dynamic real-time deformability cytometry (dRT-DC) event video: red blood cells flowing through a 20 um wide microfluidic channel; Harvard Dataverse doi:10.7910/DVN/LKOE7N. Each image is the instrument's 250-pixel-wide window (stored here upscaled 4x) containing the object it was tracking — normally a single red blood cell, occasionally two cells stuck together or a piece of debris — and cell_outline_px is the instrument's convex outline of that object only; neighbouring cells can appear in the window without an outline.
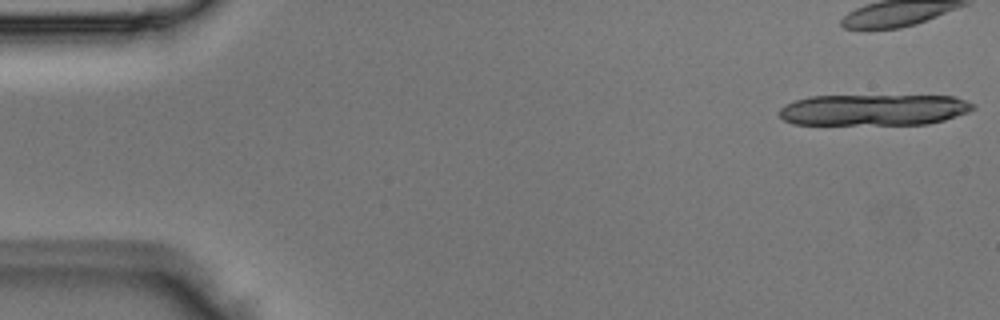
{"species": "Egyptian fruit bat (a non-hibernating species)", "species_latin": "Rousettus aegyptiacus", "temperature_condition": "room temperature", "stored_images_in_passage": 5, "camera_frame_rate_fps": 3000, "um_per_image_px": 0.085, "animal": {"sex": "male"}, "frame": {"image": 1, "passage_image": 1, "time_ms": 0.0, "image_size_px": [1000, 320], "cell_outline_px": [[976, 108], [968, 112], [944, 120], [928, 124], [792, 124], [784, 120], [780, 116], [780, 108], [784, 104], [808, 96], [952, 96], [976, 104]], "centroid_in_image_um": [74.27, 9.33], "position_along_channel_um": 10.7, "area_um2": 35.26}}